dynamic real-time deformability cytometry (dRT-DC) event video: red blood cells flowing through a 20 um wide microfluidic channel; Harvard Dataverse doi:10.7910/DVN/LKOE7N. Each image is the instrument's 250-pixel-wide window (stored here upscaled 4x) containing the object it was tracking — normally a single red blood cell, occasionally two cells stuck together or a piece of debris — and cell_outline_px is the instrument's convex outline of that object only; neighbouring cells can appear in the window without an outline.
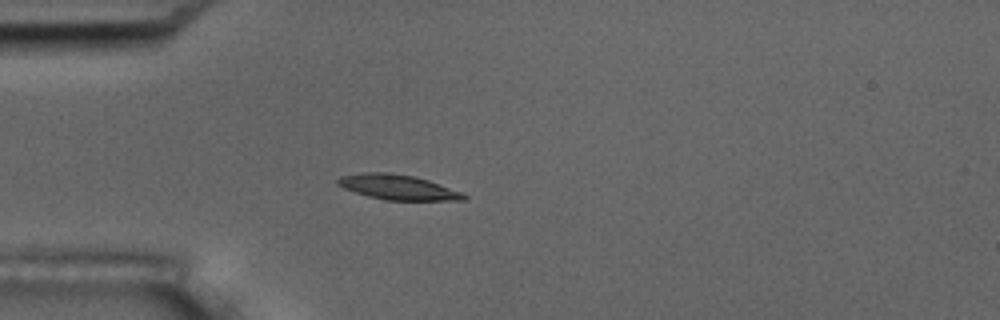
{"species": "common noctule bat (a hibernating species)", "species_latin": "Nyctalus noctula", "temperature_condition": "room temperature", "stored_images_in_passage": 4, "camera_frame_rate_fps": 3000, "um_per_image_px": 0.085, "animal": {"sex": "male", "body_mass_g": 17.5, "forearm_length_mm": 52.3}, "frame": {"image": 1, "passage_image": 4, "time_ms": 3.333, "image_size_px": [1000, 320], "cell_outline_px": [[468, 196], [464, 200], [384, 200], [368, 196], [344, 188], [336, 184], [336, 180], [340, 176], [364, 172], [392, 172], [412, 176], [428, 180], [460, 192]], "centroid_in_image_um": [33.77, 15.9], "position_along_channel_um": 51.2, "area_um2": 18.21}}